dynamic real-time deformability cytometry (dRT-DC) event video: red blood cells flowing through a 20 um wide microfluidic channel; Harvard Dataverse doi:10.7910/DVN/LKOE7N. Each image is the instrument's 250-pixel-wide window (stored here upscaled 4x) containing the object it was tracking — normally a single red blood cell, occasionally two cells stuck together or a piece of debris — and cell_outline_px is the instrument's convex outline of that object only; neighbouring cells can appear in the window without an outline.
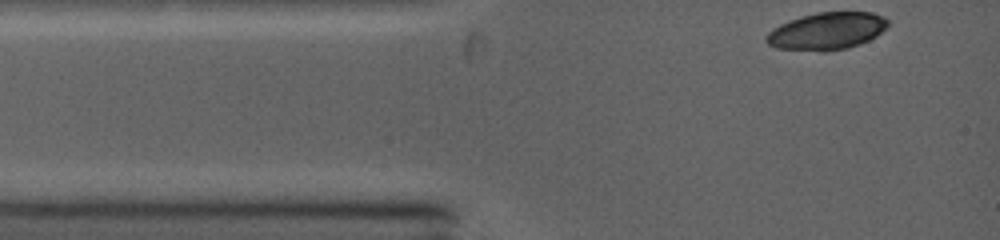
{"species": "common noctule bat (a hibernating species)", "species_latin": "Nyctalus noctula", "temperature_condition": "warm", "stored_images_in_passage": 2, "camera_frame_rate_fps": 5000, "um_per_image_px": 0.085, "animal": {"sex": "female", "body_mass_g": 19.0, "forearm_length_mm": 53.3}, "frame": {"image": 1, "passage_image": 1, "time_ms": 0.0, "image_size_px": [1000, 240], "cell_outline_px": [[888, 28], [876, 36], [860, 44], [848, 48], [824, 52], [820, 52], [776, 48], [768, 44], [764, 40], [764, 36], [772, 28], [780, 24], [816, 12], [872, 12], [884, 16], [888, 20]], "centroid_in_image_um": [70.28, 2.65], "position_along_channel_um": 14.7, "area_um2": 26.7}}